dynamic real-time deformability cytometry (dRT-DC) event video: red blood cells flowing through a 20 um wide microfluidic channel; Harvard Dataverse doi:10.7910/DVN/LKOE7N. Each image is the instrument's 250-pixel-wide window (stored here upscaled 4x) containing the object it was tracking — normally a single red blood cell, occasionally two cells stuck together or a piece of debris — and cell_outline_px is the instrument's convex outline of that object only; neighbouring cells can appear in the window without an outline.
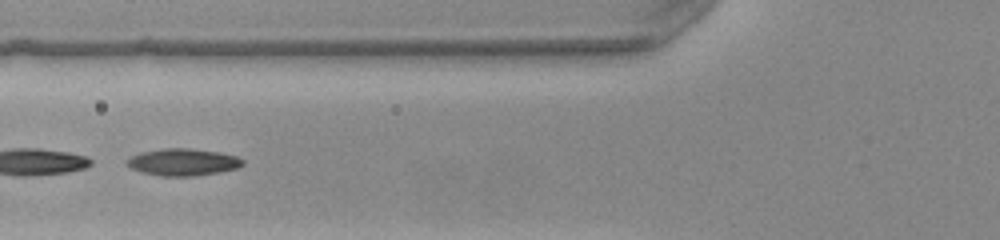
{"species": "common noctule bat (a hibernating species)", "species_latin": "Nyctalus noctula", "temperature_condition": "warm", "stored_images_in_passage": 41, "camera_frame_rate_fps": 3000, "um_per_image_px": 0.085, "animal": {"sex": "female", "body_mass_g": 22.0, "forearm_length_mm": 56.7}, "frame": {"image": 1, "passage_image": 11, "time_ms": 3.333, "image_size_px": [1000, 240], "cell_outline_px": [[244, 164], [240, 168], [220, 172], [192, 176], [160, 176], [140, 172], [124, 164], [132, 156], [140, 152], [164, 148], [188, 148], [220, 152], [236, 156], [244, 160]], "centroid_in_image_um": [15.57, 13.78], "position_along_channel_um": 110.2, "area_um2": 18.38}}
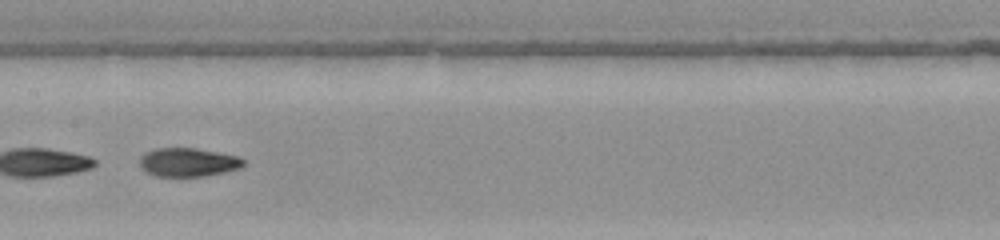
{"frame": {"image": 2, "passage_image": 17, "time_ms": 5.333, "image_size_px": [1000, 240], "cell_outline_px": [[244, 164], [240, 168], [224, 172], [200, 176], [156, 176], [140, 168], [140, 156], [144, 152], [156, 148], [196, 148], [240, 156], [244, 160]], "centroid_in_image_um": [15.98, 13.78], "position_along_channel_um": 191.4, "area_um2": 17.34}}
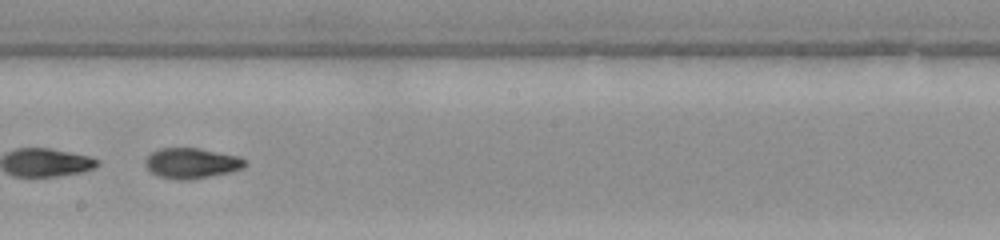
{"frame": {"image": 3, "passage_image": 20, "time_ms": 6.333, "image_size_px": [1000, 240], "cell_outline_px": [[244, 168], [232, 172], [192, 180], [176, 180], [156, 176], [144, 164], [144, 160], [152, 152], [160, 148], [200, 148], [240, 156], [244, 160]], "centroid_in_image_um": [16.28, 13.88], "position_along_channel_um": 231.9, "area_um2": 17.92}, "authors_computed_cell_mechanics": {"area_um2": 18.3804, "velocity_mm_per_s": 4.0503, "shape_relaxation_time_tau1_ms": 4.5889, "shape_relaxation_time_tau2_ms": 1.8703, "deformation_change_tau1": 0.2416, "deformation_change_tau2": 0.073}}